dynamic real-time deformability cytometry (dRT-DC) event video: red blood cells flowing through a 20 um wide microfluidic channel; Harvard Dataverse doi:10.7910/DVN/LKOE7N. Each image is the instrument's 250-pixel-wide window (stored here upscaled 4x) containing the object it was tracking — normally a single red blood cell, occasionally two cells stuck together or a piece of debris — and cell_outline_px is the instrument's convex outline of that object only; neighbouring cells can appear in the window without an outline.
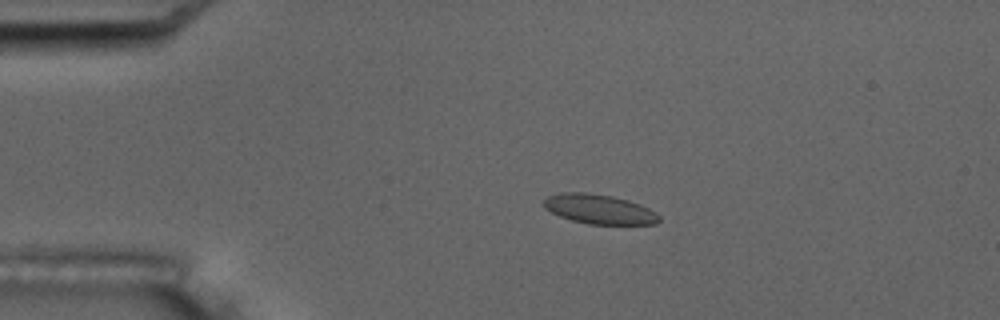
{"species": "common noctule bat (a hibernating species)", "species_latin": "Nyctalus noctula", "temperature_condition": "room temperature", "stored_images_in_passage": 2, "camera_frame_rate_fps": 3000, "um_per_image_px": 0.085, "animal": {"sex": "male", "body_mass_g": 17.5, "forearm_length_mm": 52.3}, "frame": {"image": 1, "passage_image": 1, "time_ms": 0.0, "image_size_px": [1000, 320], "cell_outline_px": [[660, 220], [656, 224], [588, 224], [572, 220], [560, 216], [544, 208], [544, 200], [548, 196], [564, 192], [584, 192], [612, 196], [628, 200], [640, 204], [656, 212], [660, 216]], "centroid_in_image_um": [50.95, 17.78], "position_along_channel_um": 34.0, "area_um2": 19.77}}